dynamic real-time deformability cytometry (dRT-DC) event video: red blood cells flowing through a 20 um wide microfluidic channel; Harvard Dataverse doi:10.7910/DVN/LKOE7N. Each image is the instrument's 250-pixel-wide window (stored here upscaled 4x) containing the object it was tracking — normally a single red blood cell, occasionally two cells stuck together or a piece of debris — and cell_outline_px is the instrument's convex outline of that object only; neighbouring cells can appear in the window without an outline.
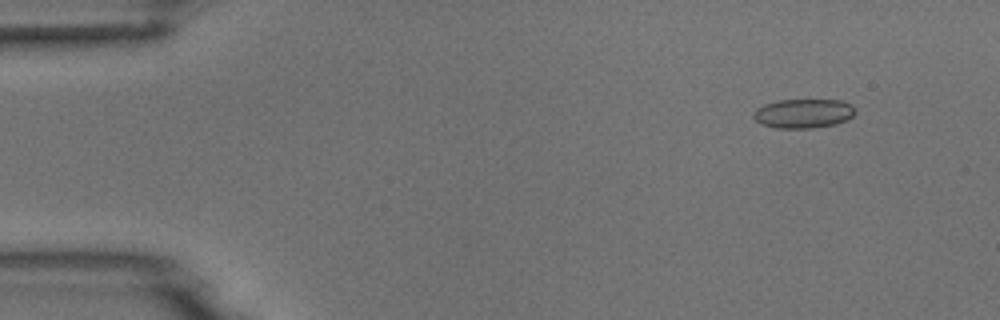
{"species": "common noctule bat (a hibernating species)", "species_latin": "Nyctalus noctula", "temperature_condition": "room temperature", "stored_images_in_passage": 5, "camera_frame_rate_fps": 3000, "um_per_image_px": 0.085, "animal": {"sex": "male", "body_mass_g": 18.8}, "frame": {"image": 1, "passage_image": 2, "time_ms": 1.333, "image_size_px": [1000, 320], "cell_outline_px": [[856, 112], [848, 120], [836, 124], [812, 128], [776, 128], [760, 124], [752, 116], [752, 112], [756, 108], [764, 104], [776, 100], [840, 100], [852, 104], [856, 108]], "centroid_in_image_um": [68.29, 9.64], "position_along_channel_um": 16.7, "area_um2": 17.63}}